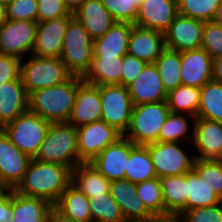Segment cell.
Returning <instances> with one entry per match:
<instances>
[{
  "label": "cell",
  "instance_id": "1",
  "mask_svg": "<svg viewBox=\"0 0 222 222\" xmlns=\"http://www.w3.org/2000/svg\"><path fill=\"white\" fill-rule=\"evenodd\" d=\"M71 182L70 168L32 158L22 181L14 191L23 196L45 199L54 205Z\"/></svg>",
  "mask_w": 222,
  "mask_h": 222
},
{
  "label": "cell",
  "instance_id": "2",
  "mask_svg": "<svg viewBox=\"0 0 222 222\" xmlns=\"http://www.w3.org/2000/svg\"><path fill=\"white\" fill-rule=\"evenodd\" d=\"M83 82L82 77L72 75L59 85L34 91L29 95V110L50 123L67 122Z\"/></svg>",
  "mask_w": 222,
  "mask_h": 222
},
{
  "label": "cell",
  "instance_id": "3",
  "mask_svg": "<svg viewBox=\"0 0 222 222\" xmlns=\"http://www.w3.org/2000/svg\"><path fill=\"white\" fill-rule=\"evenodd\" d=\"M34 159L73 170L79 164L77 129L68 122L51 123Z\"/></svg>",
  "mask_w": 222,
  "mask_h": 222
},
{
  "label": "cell",
  "instance_id": "4",
  "mask_svg": "<svg viewBox=\"0 0 222 222\" xmlns=\"http://www.w3.org/2000/svg\"><path fill=\"white\" fill-rule=\"evenodd\" d=\"M170 109L167 101L135 105L125 138L135 145L159 142V133Z\"/></svg>",
  "mask_w": 222,
  "mask_h": 222
},
{
  "label": "cell",
  "instance_id": "5",
  "mask_svg": "<svg viewBox=\"0 0 222 222\" xmlns=\"http://www.w3.org/2000/svg\"><path fill=\"white\" fill-rule=\"evenodd\" d=\"M72 74L60 57H37L29 55L21 60L20 77L28 95L36 90L59 85Z\"/></svg>",
  "mask_w": 222,
  "mask_h": 222
},
{
  "label": "cell",
  "instance_id": "6",
  "mask_svg": "<svg viewBox=\"0 0 222 222\" xmlns=\"http://www.w3.org/2000/svg\"><path fill=\"white\" fill-rule=\"evenodd\" d=\"M94 40L81 23L73 17L67 25L60 54L66 69L75 76L83 77L91 66Z\"/></svg>",
  "mask_w": 222,
  "mask_h": 222
},
{
  "label": "cell",
  "instance_id": "7",
  "mask_svg": "<svg viewBox=\"0 0 222 222\" xmlns=\"http://www.w3.org/2000/svg\"><path fill=\"white\" fill-rule=\"evenodd\" d=\"M50 124L49 121L28 110L6 124L2 130L21 152L34 158Z\"/></svg>",
  "mask_w": 222,
  "mask_h": 222
},
{
  "label": "cell",
  "instance_id": "8",
  "mask_svg": "<svg viewBox=\"0 0 222 222\" xmlns=\"http://www.w3.org/2000/svg\"><path fill=\"white\" fill-rule=\"evenodd\" d=\"M146 146L158 178L179 176L193 168L195 156L186 150V143L156 142Z\"/></svg>",
  "mask_w": 222,
  "mask_h": 222
},
{
  "label": "cell",
  "instance_id": "9",
  "mask_svg": "<svg viewBox=\"0 0 222 222\" xmlns=\"http://www.w3.org/2000/svg\"><path fill=\"white\" fill-rule=\"evenodd\" d=\"M99 93L102 107L101 120L124 135L134 108L127 87L119 84L99 85Z\"/></svg>",
  "mask_w": 222,
  "mask_h": 222
},
{
  "label": "cell",
  "instance_id": "10",
  "mask_svg": "<svg viewBox=\"0 0 222 222\" xmlns=\"http://www.w3.org/2000/svg\"><path fill=\"white\" fill-rule=\"evenodd\" d=\"M36 32L37 21L6 20L0 26V54L27 58L34 48Z\"/></svg>",
  "mask_w": 222,
  "mask_h": 222
},
{
  "label": "cell",
  "instance_id": "11",
  "mask_svg": "<svg viewBox=\"0 0 222 222\" xmlns=\"http://www.w3.org/2000/svg\"><path fill=\"white\" fill-rule=\"evenodd\" d=\"M77 129L79 164L91 162L108 145L123 135L103 120L82 125Z\"/></svg>",
  "mask_w": 222,
  "mask_h": 222
},
{
  "label": "cell",
  "instance_id": "12",
  "mask_svg": "<svg viewBox=\"0 0 222 222\" xmlns=\"http://www.w3.org/2000/svg\"><path fill=\"white\" fill-rule=\"evenodd\" d=\"M204 23L178 14L163 33L166 48L179 52L201 48Z\"/></svg>",
  "mask_w": 222,
  "mask_h": 222
},
{
  "label": "cell",
  "instance_id": "13",
  "mask_svg": "<svg viewBox=\"0 0 222 222\" xmlns=\"http://www.w3.org/2000/svg\"><path fill=\"white\" fill-rule=\"evenodd\" d=\"M31 160L0 129V180L7 189L14 190L18 186Z\"/></svg>",
  "mask_w": 222,
  "mask_h": 222
},
{
  "label": "cell",
  "instance_id": "14",
  "mask_svg": "<svg viewBox=\"0 0 222 222\" xmlns=\"http://www.w3.org/2000/svg\"><path fill=\"white\" fill-rule=\"evenodd\" d=\"M73 13L55 19L37 22L35 45L31 55L37 57H60L68 22Z\"/></svg>",
  "mask_w": 222,
  "mask_h": 222
},
{
  "label": "cell",
  "instance_id": "15",
  "mask_svg": "<svg viewBox=\"0 0 222 222\" xmlns=\"http://www.w3.org/2000/svg\"><path fill=\"white\" fill-rule=\"evenodd\" d=\"M192 145L195 158L222 160V122L195 118Z\"/></svg>",
  "mask_w": 222,
  "mask_h": 222
},
{
  "label": "cell",
  "instance_id": "16",
  "mask_svg": "<svg viewBox=\"0 0 222 222\" xmlns=\"http://www.w3.org/2000/svg\"><path fill=\"white\" fill-rule=\"evenodd\" d=\"M130 153V140L122 136L115 143L108 145L91 162L110 182L125 179L127 160Z\"/></svg>",
  "mask_w": 222,
  "mask_h": 222
},
{
  "label": "cell",
  "instance_id": "17",
  "mask_svg": "<svg viewBox=\"0 0 222 222\" xmlns=\"http://www.w3.org/2000/svg\"><path fill=\"white\" fill-rule=\"evenodd\" d=\"M177 15V0H142L134 25L164 33Z\"/></svg>",
  "mask_w": 222,
  "mask_h": 222
},
{
  "label": "cell",
  "instance_id": "18",
  "mask_svg": "<svg viewBox=\"0 0 222 222\" xmlns=\"http://www.w3.org/2000/svg\"><path fill=\"white\" fill-rule=\"evenodd\" d=\"M127 89L134 106L167 100V92L154 63H147Z\"/></svg>",
  "mask_w": 222,
  "mask_h": 222
},
{
  "label": "cell",
  "instance_id": "19",
  "mask_svg": "<svg viewBox=\"0 0 222 222\" xmlns=\"http://www.w3.org/2000/svg\"><path fill=\"white\" fill-rule=\"evenodd\" d=\"M213 58L202 48L181 52L182 85L201 88L212 80Z\"/></svg>",
  "mask_w": 222,
  "mask_h": 222
},
{
  "label": "cell",
  "instance_id": "20",
  "mask_svg": "<svg viewBox=\"0 0 222 222\" xmlns=\"http://www.w3.org/2000/svg\"><path fill=\"white\" fill-rule=\"evenodd\" d=\"M102 107L99 85L83 82L77 90L76 101L67 121L75 128L101 120Z\"/></svg>",
  "mask_w": 222,
  "mask_h": 222
},
{
  "label": "cell",
  "instance_id": "21",
  "mask_svg": "<svg viewBox=\"0 0 222 222\" xmlns=\"http://www.w3.org/2000/svg\"><path fill=\"white\" fill-rule=\"evenodd\" d=\"M110 195L117 202L125 220H149L154 215L136 193V184L126 180L110 182Z\"/></svg>",
  "mask_w": 222,
  "mask_h": 222
},
{
  "label": "cell",
  "instance_id": "22",
  "mask_svg": "<svg viewBox=\"0 0 222 222\" xmlns=\"http://www.w3.org/2000/svg\"><path fill=\"white\" fill-rule=\"evenodd\" d=\"M165 49L163 33L133 24L128 43L129 55L146 63H154Z\"/></svg>",
  "mask_w": 222,
  "mask_h": 222
},
{
  "label": "cell",
  "instance_id": "23",
  "mask_svg": "<svg viewBox=\"0 0 222 222\" xmlns=\"http://www.w3.org/2000/svg\"><path fill=\"white\" fill-rule=\"evenodd\" d=\"M29 110V95L21 77L0 85V129Z\"/></svg>",
  "mask_w": 222,
  "mask_h": 222
},
{
  "label": "cell",
  "instance_id": "24",
  "mask_svg": "<svg viewBox=\"0 0 222 222\" xmlns=\"http://www.w3.org/2000/svg\"><path fill=\"white\" fill-rule=\"evenodd\" d=\"M132 28V23L115 22L104 35L94 40L93 58L123 57L128 54Z\"/></svg>",
  "mask_w": 222,
  "mask_h": 222
},
{
  "label": "cell",
  "instance_id": "25",
  "mask_svg": "<svg viewBox=\"0 0 222 222\" xmlns=\"http://www.w3.org/2000/svg\"><path fill=\"white\" fill-rule=\"evenodd\" d=\"M73 16L87 30L93 40L104 35L116 22L101 0H86Z\"/></svg>",
  "mask_w": 222,
  "mask_h": 222
},
{
  "label": "cell",
  "instance_id": "26",
  "mask_svg": "<svg viewBox=\"0 0 222 222\" xmlns=\"http://www.w3.org/2000/svg\"><path fill=\"white\" fill-rule=\"evenodd\" d=\"M53 205L45 199L23 196L12 190L11 222H49Z\"/></svg>",
  "mask_w": 222,
  "mask_h": 222
},
{
  "label": "cell",
  "instance_id": "27",
  "mask_svg": "<svg viewBox=\"0 0 222 222\" xmlns=\"http://www.w3.org/2000/svg\"><path fill=\"white\" fill-rule=\"evenodd\" d=\"M53 209L66 218L91 222L89 198L72 183L53 205Z\"/></svg>",
  "mask_w": 222,
  "mask_h": 222
},
{
  "label": "cell",
  "instance_id": "28",
  "mask_svg": "<svg viewBox=\"0 0 222 222\" xmlns=\"http://www.w3.org/2000/svg\"><path fill=\"white\" fill-rule=\"evenodd\" d=\"M71 183L88 198L110 193V181L90 163H80L72 170Z\"/></svg>",
  "mask_w": 222,
  "mask_h": 222
},
{
  "label": "cell",
  "instance_id": "29",
  "mask_svg": "<svg viewBox=\"0 0 222 222\" xmlns=\"http://www.w3.org/2000/svg\"><path fill=\"white\" fill-rule=\"evenodd\" d=\"M165 215H181L187 210V173L160 178Z\"/></svg>",
  "mask_w": 222,
  "mask_h": 222
},
{
  "label": "cell",
  "instance_id": "30",
  "mask_svg": "<svg viewBox=\"0 0 222 222\" xmlns=\"http://www.w3.org/2000/svg\"><path fill=\"white\" fill-rule=\"evenodd\" d=\"M122 57L92 58L89 70L82 77L92 85H121Z\"/></svg>",
  "mask_w": 222,
  "mask_h": 222
},
{
  "label": "cell",
  "instance_id": "31",
  "mask_svg": "<svg viewBox=\"0 0 222 222\" xmlns=\"http://www.w3.org/2000/svg\"><path fill=\"white\" fill-rule=\"evenodd\" d=\"M156 172L147 146L135 145L130 141V153L125 170V179L137 184L156 178Z\"/></svg>",
  "mask_w": 222,
  "mask_h": 222
},
{
  "label": "cell",
  "instance_id": "32",
  "mask_svg": "<svg viewBox=\"0 0 222 222\" xmlns=\"http://www.w3.org/2000/svg\"><path fill=\"white\" fill-rule=\"evenodd\" d=\"M194 121L195 117L191 115L170 112L160 130L159 142L182 143L185 141L186 144H192Z\"/></svg>",
  "mask_w": 222,
  "mask_h": 222
},
{
  "label": "cell",
  "instance_id": "33",
  "mask_svg": "<svg viewBox=\"0 0 222 222\" xmlns=\"http://www.w3.org/2000/svg\"><path fill=\"white\" fill-rule=\"evenodd\" d=\"M196 118L222 122V83L211 80L200 88Z\"/></svg>",
  "mask_w": 222,
  "mask_h": 222
},
{
  "label": "cell",
  "instance_id": "34",
  "mask_svg": "<svg viewBox=\"0 0 222 222\" xmlns=\"http://www.w3.org/2000/svg\"><path fill=\"white\" fill-rule=\"evenodd\" d=\"M154 64L167 93L182 85L180 77L181 52L166 48Z\"/></svg>",
  "mask_w": 222,
  "mask_h": 222
},
{
  "label": "cell",
  "instance_id": "35",
  "mask_svg": "<svg viewBox=\"0 0 222 222\" xmlns=\"http://www.w3.org/2000/svg\"><path fill=\"white\" fill-rule=\"evenodd\" d=\"M170 112L184 113L196 118L200 104V88L180 85L167 93Z\"/></svg>",
  "mask_w": 222,
  "mask_h": 222
},
{
  "label": "cell",
  "instance_id": "36",
  "mask_svg": "<svg viewBox=\"0 0 222 222\" xmlns=\"http://www.w3.org/2000/svg\"><path fill=\"white\" fill-rule=\"evenodd\" d=\"M187 210L217 205L222 199L193 171L187 172Z\"/></svg>",
  "mask_w": 222,
  "mask_h": 222
},
{
  "label": "cell",
  "instance_id": "37",
  "mask_svg": "<svg viewBox=\"0 0 222 222\" xmlns=\"http://www.w3.org/2000/svg\"><path fill=\"white\" fill-rule=\"evenodd\" d=\"M178 14L201 20L214 21L220 7L219 0H177Z\"/></svg>",
  "mask_w": 222,
  "mask_h": 222
},
{
  "label": "cell",
  "instance_id": "38",
  "mask_svg": "<svg viewBox=\"0 0 222 222\" xmlns=\"http://www.w3.org/2000/svg\"><path fill=\"white\" fill-rule=\"evenodd\" d=\"M136 193L154 216L165 215L160 178L156 177L137 183Z\"/></svg>",
  "mask_w": 222,
  "mask_h": 222
},
{
  "label": "cell",
  "instance_id": "39",
  "mask_svg": "<svg viewBox=\"0 0 222 222\" xmlns=\"http://www.w3.org/2000/svg\"><path fill=\"white\" fill-rule=\"evenodd\" d=\"M92 221L123 222L122 212L117 202L109 194L89 198Z\"/></svg>",
  "mask_w": 222,
  "mask_h": 222
},
{
  "label": "cell",
  "instance_id": "40",
  "mask_svg": "<svg viewBox=\"0 0 222 222\" xmlns=\"http://www.w3.org/2000/svg\"><path fill=\"white\" fill-rule=\"evenodd\" d=\"M192 170L222 199V160L195 158Z\"/></svg>",
  "mask_w": 222,
  "mask_h": 222
},
{
  "label": "cell",
  "instance_id": "41",
  "mask_svg": "<svg viewBox=\"0 0 222 222\" xmlns=\"http://www.w3.org/2000/svg\"><path fill=\"white\" fill-rule=\"evenodd\" d=\"M116 22L135 24L142 0H101Z\"/></svg>",
  "mask_w": 222,
  "mask_h": 222
},
{
  "label": "cell",
  "instance_id": "42",
  "mask_svg": "<svg viewBox=\"0 0 222 222\" xmlns=\"http://www.w3.org/2000/svg\"><path fill=\"white\" fill-rule=\"evenodd\" d=\"M201 48L213 59L222 57V26L220 24L215 21L204 23Z\"/></svg>",
  "mask_w": 222,
  "mask_h": 222
},
{
  "label": "cell",
  "instance_id": "43",
  "mask_svg": "<svg viewBox=\"0 0 222 222\" xmlns=\"http://www.w3.org/2000/svg\"><path fill=\"white\" fill-rule=\"evenodd\" d=\"M7 20L37 21V0H12L6 5Z\"/></svg>",
  "mask_w": 222,
  "mask_h": 222
},
{
  "label": "cell",
  "instance_id": "44",
  "mask_svg": "<svg viewBox=\"0 0 222 222\" xmlns=\"http://www.w3.org/2000/svg\"><path fill=\"white\" fill-rule=\"evenodd\" d=\"M180 216L184 222H222V202L186 210Z\"/></svg>",
  "mask_w": 222,
  "mask_h": 222
},
{
  "label": "cell",
  "instance_id": "45",
  "mask_svg": "<svg viewBox=\"0 0 222 222\" xmlns=\"http://www.w3.org/2000/svg\"><path fill=\"white\" fill-rule=\"evenodd\" d=\"M37 5V22L59 18L70 13L63 0H37Z\"/></svg>",
  "mask_w": 222,
  "mask_h": 222
},
{
  "label": "cell",
  "instance_id": "46",
  "mask_svg": "<svg viewBox=\"0 0 222 222\" xmlns=\"http://www.w3.org/2000/svg\"><path fill=\"white\" fill-rule=\"evenodd\" d=\"M147 63L139 60L135 56L126 54L122 57V77L121 85L127 87L141 73Z\"/></svg>",
  "mask_w": 222,
  "mask_h": 222
},
{
  "label": "cell",
  "instance_id": "47",
  "mask_svg": "<svg viewBox=\"0 0 222 222\" xmlns=\"http://www.w3.org/2000/svg\"><path fill=\"white\" fill-rule=\"evenodd\" d=\"M21 60L0 54V85L20 78Z\"/></svg>",
  "mask_w": 222,
  "mask_h": 222
},
{
  "label": "cell",
  "instance_id": "48",
  "mask_svg": "<svg viewBox=\"0 0 222 222\" xmlns=\"http://www.w3.org/2000/svg\"><path fill=\"white\" fill-rule=\"evenodd\" d=\"M12 218V189H7L0 196V222H11Z\"/></svg>",
  "mask_w": 222,
  "mask_h": 222
},
{
  "label": "cell",
  "instance_id": "49",
  "mask_svg": "<svg viewBox=\"0 0 222 222\" xmlns=\"http://www.w3.org/2000/svg\"><path fill=\"white\" fill-rule=\"evenodd\" d=\"M212 80L222 83V57L213 59Z\"/></svg>",
  "mask_w": 222,
  "mask_h": 222
},
{
  "label": "cell",
  "instance_id": "50",
  "mask_svg": "<svg viewBox=\"0 0 222 222\" xmlns=\"http://www.w3.org/2000/svg\"><path fill=\"white\" fill-rule=\"evenodd\" d=\"M148 222H184L180 215H157L151 217Z\"/></svg>",
  "mask_w": 222,
  "mask_h": 222
},
{
  "label": "cell",
  "instance_id": "51",
  "mask_svg": "<svg viewBox=\"0 0 222 222\" xmlns=\"http://www.w3.org/2000/svg\"><path fill=\"white\" fill-rule=\"evenodd\" d=\"M84 1L86 0H63V3L69 12L73 13L83 4Z\"/></svg>",
  "mask_w": 222,
  "mask_h": 222
},
{
  "label": "cell",
  "instance_id": "52",
  "mask_svg": "<svg viewBox=\"0 0 222 222\" xmlns=\"http://www.w3.org/2000/svg\"><path fill=\"white\" fill-rule=\"evenodd\" d=\"M51 222H86V221H79L76 219L66 218L60 216L54 209L51 214Z\"/></svg>",
  "mask_w": 222,
  "mask_h": 222
},
{
  "label": "cell",
  "instance_id": "53",
  "mask_svg": "<svg viewBox=\"0 0 222 222\" xmlns=\"http://www.w3.org/2000/svg\"><path fill=\"white\" fill-rule=\"evenodd\" d=\"M7 20L6 5L0 3V26Z\"/></svg>",
  "mask_w": 222,
  "mask_h": 222
},
{
  "label": "cell",
  "instance_id": "54",
  "mask_svg": "<svg viewBox=\"0 0 222 222\" xmlns=\"http://www.w3.org/2000/svg\"><path fill=\"white\" fill-rule=\"evenodd\" d=\"M214 21L222 26V5H220Z\"/></svg>",
  "mask_w": 222,
  "mask_h": 222
},
{
  "label": "cell",
  "instance_id": "55",
  "mask_svg": "<svg viewBox=\"0 0 222 222\" xmlns=\"http://www.w3.org/2000/svg\"><path fill=\"white\" fill-rule=\"evenodd\" d=\"M7 190V188L1 183L0 180V196Z\"/></svg>",
  "mask_w": 222,
  "mask_h": 222
},
{
  "label": "cell",
  "instance_id": "56",
  "mask_svg": "<svg viewBox=\"0 0 222 222\" xmlns=\"http://www.w3.org/2000/svg\"><path fill=\"white\" fill-rule=\"evenodd\" d=\"M123 222H148V220H124Z\"/></svg>",
  "mask_w": 222,
  "mask_h": 222
},
{
  "label": "cell",
  "instance_id": "57",
  "mask_svg": "<svg viewBox=\"0 0 222 222\" xmlns=\"http://www.w3.org/2000/svg\"><path fill=\"white\" fill-rule=\"evenodd\" d=\"M11 1H12V0H0V3L7 5V4H9Z\"/></svg>",
  "mask_w": 222,
  "mask_h": 222
},
{
  "label": "cell",
  "instance_id": "58",
  "mask_svg": "<svg viewBox=\"0 0 222 222\" xmlns=\"http://www.w3.org/2000/svg\"><path fill=\"white\" fill-rule=\"evenodd\" d=\"M91 222H106V221L95 220V221H91Z\"/></svg>",
  "mask_w": 222,
  "mask_h": 222
}]
</instances>
